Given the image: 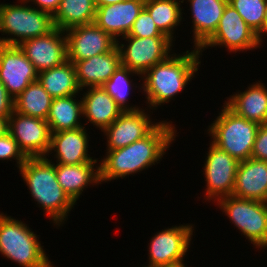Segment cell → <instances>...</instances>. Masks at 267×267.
Masks as SVG:
<instances>
[{
  "instance_id": "cell-16",
  "label": "cell",
  "mask_w": 267,
  "mask_h": 267,
  "mask_svg": "<svg viewBox=\"0 0 267 267\" xmlns=\"http://www.w3.org/2000/svg\"><path fill=\"white\" fill-rule=\"evenodd\" d=\"M18 46L38 73L60 66L68 60L66 35L58 28L45 36L27 39Z\"/></svg>"
},
{
  "instance_id": "cell-12",
  "label": "cell",
  "mask_w": 267,
  "mask_h": 267,
  "mask_svg": "<svg viewBox=\"0 0 267 267\" xmlns=\"http://www.w3.org/2000/svg\"><path fill=\"white\" fill-rule=\"evenodd\" d=\"M8 132L26 157H45L48 153L51 131L45 119L13 111L8 117Z\"/></svg>"
},
{
  "instance_id": "cell-28",
  "label": "cell",
  "mask_w": 267,
  "mask_h": 267,
  "mask_svg": "<svg viewBox=\"0 0 267 267\" xmlns=\"http://www.w3.org/2000/svg\"><path fill=\"white\" fill-rule=\"evenodd\" d=\"M133 76H138V82L140 83H138L133 78L131 79V77ZM141 80V74L130 70L128 67L120 65L115 71V73L110 77V79L105 82L101 87L115 100L116 104L123 110V112L138 111L140 109H143V106L141 108L140 105H132L128 101L130 100L128 96H130L132 92H135L133 90H138V92H142Z\"/></svg>"
},
{
  "instance_id": "cell-13",
  "label": "cell",
  "mask_w": 267,
  "mask_h": 267,
  "mask_svg": "<svg viewBox=\"0 0 267 267\" xmlns=\"http://www.w3.org/2000/svg\"><path fill=\"white\" fill-rule=\"evenodd\" d=\"M144 108L138 111L123 112L102 132L103 136H106L105 140L107 139L105 151L123 148L141 140L161 123L162 120L152 121L153 119L150 117L153 115V111ZM150 112L152 115L149 114Z\"/></svg>"
},
{
  "instance_id": "cell-34",
  "label": "cell",
  "mask_w": 267,
  "mask_h": 267,
  "mask_svg": "<svg viewBox=\"0 0 267 267\" xmlns=\"http://www.w3.org/2000/svg\"><path fill=\"white\" fill-rule=\"evenodd\" d=\"M251 158L267 161V124L260 125L257 130Z\"/></svg>"
},
{
  "instance_id": "cell-37",
  "label": "cell",
  "mask_w": 267,
  "mask_h": 267,
  "mask_svg": "<svg viewBox=\"0 0 267 267\" xmlns=\"http://www.w3.org/2000/svg\"><path fill=\"white\" fill-rule=\"evenodd\" d=\"M8 133V117H0V137Z\"/></svg>"
},
{
  "instance_id": "cell-6",
  "label": "cell",
  "mask_w": 267,
  "mask_h": 267,
  "mask_svg": "<svg viewBox=\"0 0 267 267\" xmlns=\"http://www.w3.org/2000/svg\"><path fill=\"white\" fill-rule=\"evenodd\" d=\"M221 108L207 127L210 141L239 162L251 158L260 125L236 115L224 103Z\"/></svg>"
},
{
  "instance_id": "cell-4",
  "label": "cell",
  "mask_w": 267,
  "mask_h": 267,
  "mask_svg": "<svg viewBox=\"0 0 267 267\" xmlns=\"http://www.w3.org/2000/svg\"><path fill=\"white\" fill-rule=\"evenodd\" d=\"M32 228L24 221L0 212V253L22 267H56Z\"/></svg>"
},
{
  "instance_id": "cell-9",
  "label": "cell",
  "mask_w": 267,
  "mask_h": 267,
  "mask_svg": "<svg viewBox=\"0 0 267 267\" xmlns=\"http://www.w3.org/2000/svg\"><path fill=\"white\" fill-rule=\"evenodd\" d=\"M120 39L117 40V48L121 65L141 75L175 51L172 50L175 43L168 37L140 38L126 35Z\"/></svg>"
},
{
  "instance_id": "cell-11",
  "label": "cell",
  "mask_w": 267,
  "mask_h": 267,
  "mask_svg": "<svg viewBox=\"0 0 267 267\" xmlns=\"http://www.w3.org/2000/svg\"><path fill=\"white\" fill-rule=\"evenodd\" d=\"M205 156L202 172L205 176L206 192L204 191L203 199L205 202L216 203L223 197L232 196L239 161L211 141Z\"/></svg>"
},
{
  "instance_id": "cell-23",
  "label": "cell",
  "mask_w": 267,
  "mask_h": 267,
  "mask_svg": "<svg viewBox=\"0 0 267 267\" xmlns=\"http://www.w3.org/2000/svg\"><path fill=\"white\" fill-rule=\"evenodd\" d=\"M121 65L117 46L104 54L74 63L76 78L81 90L89 87H101Z\"/></svg>"
},
{
  "instance_id": "cell-20",
  "label": "cell",
  "mask_w": 267,
  "mask_h": 267,
  "mask_svg": "<svg viewBox=\"0 0 267 267\" xmlns=\"http://www.w3.org/2000/svg\"><path fill=\"white\" fill-rule=\"evenodd\" d=\"M80 95L82 99L83 120L103 132L122 113L123 110L102 87H89Z\"/></svg>"
},
{
  "instance_id": "cell-7",
  "label": "cell",
  "mask_w": 267,
  "mask_h": 267,
  "mask_svg": "<svg viewBox=\"0 0 267 267\" xmlns=\"http://www.w3.org/2000/svg\"><path fill=\"white\" fill-rule=\"evenodd\" d=\"M222 214L255 249H267V203L227 196L216 202Z\"/></svg>"
},
{
  "instance_id": "cell-25",
  "label": "cell",
  "mask_w": 267,
  "mask_h": 267,
  "mask_svg": "<svg viewBox=\"0 0 267 267\" xmlns=\"http://www.w3.org/2000/svg\"><path fill=\"white\" fill-rule=\"evenodd\" d=\"M82 118L81 96L72 95L54 98L46 121L49 124L51 133H55L83 127Z\"/></svg>"
},
{
  "instance_id": "cell-1",
  "label": "cell",
  "mask_w": 267,
  "mask_h": 267,
  "mask_svg": "<svg viewBox=\"0 0 267 267\" xmlns=\"http://www.w3.org/2000/svg\"><path fill=\"white\" fill-rule=\"evenodd\" d=\"M176 124L162 120L146 137L132 144L105 152L99 160L100 184L135 176L158 165L178 136Z\"/></svg>"
},
{
  "instance_id": "cell-3",
  "label": "cell",
  "mask_w": 267,
  "mask_h": 267,
  "mask_svg": "<svg viewBox=\"0 0 267 267\" xmlns=\"http://www.w3.org/2000/svg\"><path fill=\"white\" fill-rule=\"evenodd\" d=\"M18 172L43 214L59 229L76 205L57 181L56 164L46 157H27ZM66 221V222H65Z\"/></svg>"
},
{
  "instance_id": "cell-21",
  "label": "cell",
  "mask_w": 267,
  "mask_h": 267,
  "mask_svg": "<svg viewBox=\"0 0 267 267\" xmlns=\"http://www.w3.org/2000/svg\"><path fill=\"white\" fill-rule=\"evenodd\" d=\"M261 82L263 81L258 80L249 84L246 90L234 92L224 104L236 115L264 125L267 124V85Z\"/></svg>"
},
{
  "instance_id": "cell-24",
  "label": "cell",
  "mask_w": 267,
  "mask_h": 267,
  "mask_svg": "<svg viewBox=\"0 0 267 267\" xmlns=\"http://www.w3.org/2000/svg\"><path fill=\"white\" fill-rule=\"evenodd\" d=\"M56 176L62 189L77 204V200L83 195L82 192L86 188L100 184L99 162L77 165L56 164Z\"/></svg>"
},
{
  "instance_id": "cell-39",
  "label": "cell",
  "mask_w": 267,
  "mask_h": 267,
  "mask_svg": "<svg viewBox=\"0 0 267 267\" xmlns=\"http://www.w3.org/2000/svg\"><path fill=\"white\" fill-rule=\"evenodd\" d=\"M266 36H267V4H266V7H265V32L262 35V37H260L261 45L264 43L263 40H264V38H266Z\"/></svg>"
},
{
  "instance_id": "cell-2",
  "label": "cell",
  "mask_w": 267,
  "mask_h": 267,
  "mask_svg": "<svg viewBox=\"0 0 267 267\" xmlns=\"http://www.w3.org/2000/svg\"><path fill=\"white\" fill-rule=\"evenodd\" d=\"M169 55L142 75V95L152 111L174 101L194 80L203 56L197 48ZM148 104V105H147Z\"/></svg>"
},
{
  "instance_id": "cell-27",
  "label": "cell",
  "mask_w": 267,
  "mask_h": 267,
  "mask_svg": "<svg viewBox=\"0 0 267 267\" xmlns=\"http://www.w3.org/2000/svg\"><path fill=\"white\" fill-rule=\"evenodd\" d=\"M182 4V0H145L144 8L153 18L156 27L173 42L176 41L177 28L186 21Z\"/></svg>"
},
{
  "instance_id": "cell-33",
  "label": "cell",
  "mask_w": 267,
  "mask_h": 267,
  "mask_svg": "<svg viewBox=\"0 0 267 267\" xmlns=\"http://www.w3.org/2000/svg\"><path fill=\"white\" fill-rule=\"evenodd\" d=\"M16 161L17 169L26 161L27 157L19 149L17 141L8 132L0 137V160L3 162Z\"/></svg>"
},
{
  "instance_id": "cell-30",
  "label": "cell",
  "mask_w": 267,
  "mask_h": 267,
  "mask_svg": "<svg viewBox=\"0 0 267 267\" xmlns=\"http://www.w3.org/2000/svg\"><path fill=\"white\" fill-rule=\"evenodd\" d=\"M53 98L35 81L14 98V111L39 119H47Z\"/></svg>"
},
{
  "instance_id": "cell-29",
  "label": "cell",
  "mask_w": 267,
  "mask_h": 267,
  "mask_svg": "<svg viewBox=\"0 0 267 267\" xmlns=\"http://www.w3.org/2000/svg\"><path fill=\"white\" fill-rule=\"evenodd\" d=\"M96 9L94 0H61L52 16L54 28L66 31L72 27L94 23Z\"/></svg>"
},
{
  "instance_id": "cell-19",
  "label": "cell",
  "mask_w": 267,
  "mask_h": 267,
  "mask_svg": "<svg viewBox=\"0 0 267 267\" xmlns=\"http://www.w3.org/2000/svg\"><path fill=\"white\" fill-rule=\"evenodd\" d=\"M189 4L193 48L200 49L215 33L228 0H182Z\"/></svg>"
},
{
  "instance_id": "cell-14",
  "label": "cell",
  "mask_w": 267,
  "mask_h": 267,
  "mask_svg": "<svg viewBox=\"0 0 267 267\" xmlns=\"http://www.w3.org/2000/svg\"><path fill=\"white\" fill-rule=\"evenodd\" d=\"M64 33L67 59L72 63L104 54L117 46V41L95 23L72 27Z\"/></svg>"
},
{
  "instance_id": "cell-22",
  "label": "cell",
  "mask_w": 267,
  "mask_h": 267,
  "mask_svg": "<svg viewBox=\"0 0 267 267\" xmlns=\"http://www.w3.org/2000/svg\"><path fill=\"white\" fill-rule=\"evenodd\" d=\"M232 196L267 203V161L248 158L239 162Z\"/></svg>"
},
{
  "instance_id": "cell-26",
  "label": "cell",
  "mask_w": 267,
  "mask_h": 267,
  "mask_svg": "<svg viewBox=\"0 0 267 267\" xmlns=\"http://www.w3.org/2000/svg\"><path fill=\"white\" fill-rule=\"evenodd\" d=\"M37 80L53 99L82 93L74 63L68 60L60 66L38 73Z\"/></svg>"
},
{
  "instance_id": "cell-32",
  "label": "cell",
  "mask_w": 267,
  "mask_h": 267,
  "mask_svg": "<svg viewBox=\"0 0 267 267\" xmlns=\"http://www.w3.org/2000/svg\"><path fill=\"white\" fill-rule=\"evenodd\" d=\"M128 35L140 38L167 37L166 35L162 34L156 27L153 18L145 8H143V10L140 12L139 16L133 23V26Z\"/></svg>"
},
{
  "instance_id": "cell-10",
  "label": "cell",
  "mask_w": 267,
  "mask_h": 267,
  "mask_svg": "<svg viewBox=\"0 0 267 267\" xmlns=\"http://www.w3.org/2000/svg\"><path fill=\"white\" fill-rule=\"evenodd\" d=\"M260 37L251 29L237 10L229 4L226 5L213 36L199 49L202 54L206 49L226 48L231 53L247 52L260 49ZM211 47V48H210Z\"/></svg>"
},
{
  "instance_id": "cell-36",
  "label": "cell",
  "mask_w": 267,
  "mask_h": 267,
  "mask_svg": "<svg viewBox=\"0 0 267 267\" xmlns=\"http://www.w3.org/2000/svg\"><path fill=\"white\" fill-rule=\"evenodd\" d=\"M34 8L45 11L53 16L60 4L61 0H26Z\"/></svg>"
},
{
  "instance_id": "cell-18",
  "label": "cell",
  "mask_w": 267,
  "mask_h": 267,
  "mask_svg": "<svg viewBox=\"0 0 267 267\" xmlns=\"http://www.w3.org/2000/svg\"><path fill=\"white\" fill-rule=\"evenodd\" d=\"M144 5L145 0H124L98 7L94 23L117 41L129 34Z\"/></svg>"
},
{
  "instance_id": "cell-15",
  "label": "cell",
  "mask_w": 267,
  "mask_h": 267,
  "mask_svg": "<svg viewBox=\"0 0 267 267\" xmlns=\"http://www.w3.org/2000/svg\"><path fill=\"white\" fill-rule=\"evenodd\" d=\"M37 79L38 71L19 46L0 44V82L13 98Z\"/></svg>"
},
{
  "instance_id": "cell-17",
  "label": "cell",
  "mask_w": 267,
  "mask_h": 267,
  "mask_svg": "<svg viewBox=\"0 0 267 267\" xmlns=\"http://www.w3.org/2000/svg\"><path fill=\"white\" fill-rule=\"evenodd\" d=\"M86 126L75 130H67L51 133L50 147L46 158L55 164L77 165L87 162H99V158H94L88 154L90 148V136ZM89 148V149H88Z\"/></svg>"
},
{
  "instance_id": "cell-31",
  "label": "cell",
  "mask_w": 267,
  "mask_h": 267,
  "mask_svg": "<svg viewBox=\"0 0 267 267\" xmlns=\"http://www.w3.org/2000/svg\"><path fill=\"white\" fill-rule=\"evenodd\" d=\"M228 4L253 29L259 37L265 32V7L267 0H228Z\"/></svg>"
},
{
  "instance_id": "cell-5",
  "label": "cell",
  "mask_w": 267,
  "mask_h": 267,
  "mask_svg": "<svg viewBox=\"0 0 267 267\" xmlns=\"http://www.w3.org/2000/svg\"><path fill=\"white\" fill-rule=\"evenodd\" d=\"M13 3H0V33L4 35L0 37V44L18 46L54 29L53 17L49 13L34 8L26 0Z\"/></svg>"
},
{
  "instance_id": "cell-38",
  "label": "cell",
  "mask_w": 267,
  "mask_h": 267,
  "mask_svg": "<svg viewBox=\"0 0 267 267\" xmlns=\"http://www.w3.org/2000/svg\"><path fill=\"white\" fill-rule=\"evenodd\" d=\"M124 0H94L96 8L107 6V5H113L120 2H123Z\"/></svg>"
},
{
  "instance_id": "cell-8",
  "label": "cell",
  "mask_w": 267,
  "mask_h": 267,
  "mask_svg": "<svg viewBox=\"0 0 267 267\" xmlns=\"http://www.w3.org/2000/svg\"><path fill=\"white\" fill-rule=\"evenodd\" d=\"M195 225L183 223L165 227L154 233L148 243V260L145 267H184L183 260L190 252ZM194 232V233H193Z\"/></svg>"
},
{
  "instance_id": "cell-35",
  "label": "cell",
  "mask_w": 267,
  "mask_h": 267,
  "mask_svg": "<svg viewBox=\"0 0 267 267\" xmlns=\"http://www.w3.org/2000/svg\"><path fill=\"white\" fill-rule=\"evenodd\" d=\"M14 111V98L0 82V117H9Z\"/></svg>"
}]
</instances>
